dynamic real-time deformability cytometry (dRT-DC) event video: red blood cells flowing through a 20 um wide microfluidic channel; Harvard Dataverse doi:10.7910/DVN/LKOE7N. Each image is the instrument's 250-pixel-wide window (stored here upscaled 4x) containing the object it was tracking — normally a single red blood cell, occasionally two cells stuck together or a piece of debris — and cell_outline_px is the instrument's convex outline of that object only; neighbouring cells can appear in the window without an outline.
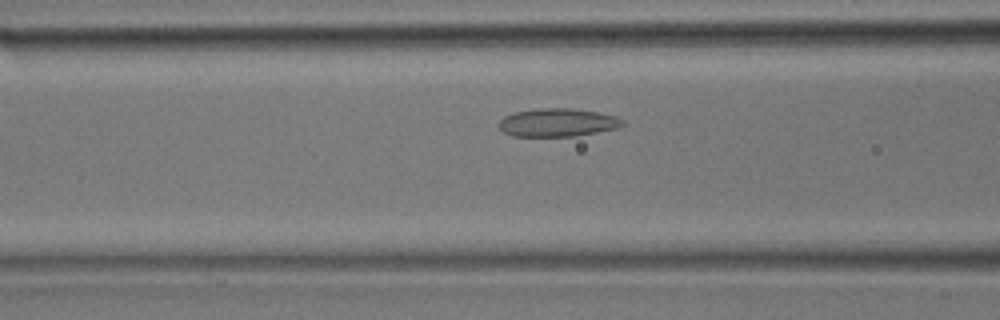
{"species": "common noctule bat (a hibernating species)", "species_latin": "Nyctalus noctula", "temperature_condition": "room temperature", "stored_images_in_passage": 31, "camera_frame_rate_fps": 3000, "um_per_image_px": 0.085, "animal": {"sex": "male", "body_mass_g": 17.9}, "frame": {"image": 1, "passage_image": 9, "time_ms": 2.667, "image_size_px": [1000, 320], "cell_outline_px": [[624, 124], [616, 128], [576, 136], [512, 136], [504, 132], [496, 124], [504, 116], [512, 112], [536, 108], [572, 108], [600, 112], [616, 116], [624, 120]], "centroid_in_image_um": [47.36, 10.4], "position_along_channel_um": 119.2, "area_um2": 20.52}}
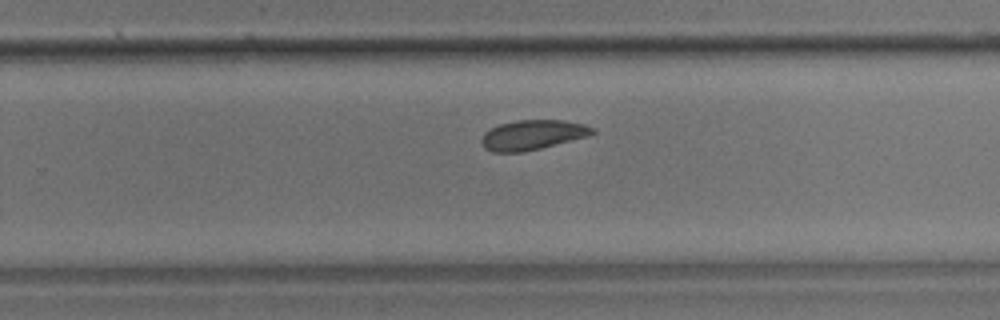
{"frame": {"image": 2, "passage_image": 18, "time_ms": 5.667, "image_size_px": [1000, 320], "cell_outline_px": [[596, 132], [588, 136], [524, 152], [492, 152], [484, 148], [480, 140], [484, 132], [500, 124], [516, 120], [564, 120], [584, 124], [596, 128]], "centroid_in_image_um": [45.27, 11.46], "position_along_channel_um": 284.5, "area_um2": 19.31}}
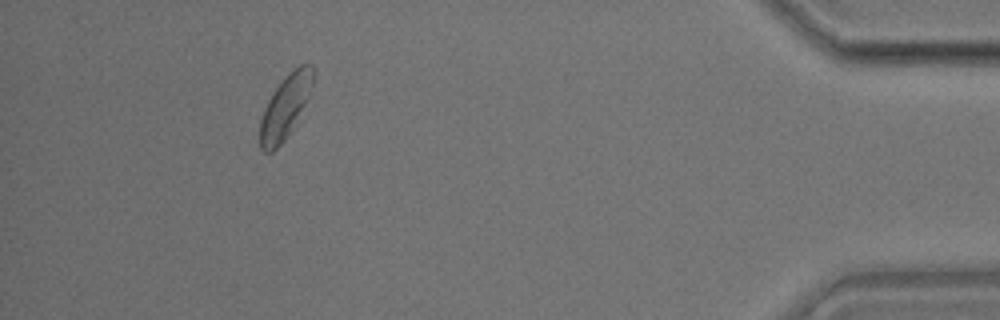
{"frame": {"image": 3, "passage_image": 28, "time_ms": 9.0, "image_size_px": [1000, 320], "cell_outline_px": [[316, 72], [308, 96], [292, 128], [284, 140], [272, 152], [264, 152], [260, 148], [260, 120], [264, 108], [272, 92], [288, 72], [292, 68], [300, 64], [312, 64], [316, 68]], "centroid_in_image_um": [24.25, 9.02], "position_along_channel_um": 411.0, "area_um2": 19.48}}